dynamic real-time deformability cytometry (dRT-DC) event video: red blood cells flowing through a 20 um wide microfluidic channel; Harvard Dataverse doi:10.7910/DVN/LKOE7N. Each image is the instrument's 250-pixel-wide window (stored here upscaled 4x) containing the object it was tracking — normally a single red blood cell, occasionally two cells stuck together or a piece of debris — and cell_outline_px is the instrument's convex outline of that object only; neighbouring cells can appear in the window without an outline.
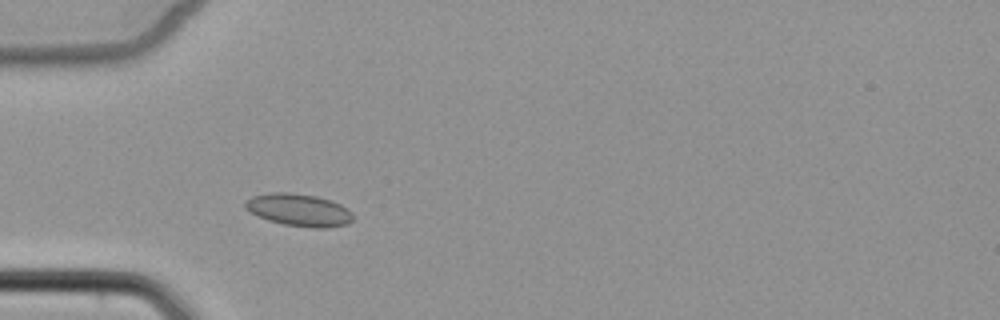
{"species": "common noctule bat (a hibernating species)", "species_latin": "Nyctalus noctula", "temperature_condition": "cold", "stored_images_in_passage": 2, "camera_frame_rate_fps": 3000, "um_per_image_px": 0.085, "animal": {"sex": "female", "body_mass_g": 22.7, "forearm_length_mm": 54.2}, "frame": {"image": 1, "passage_image": 2, "time_ms": 1.333, "image_size_px": [1000, 320], "cell_outline_px": [[352, 220], [348, 224], [324, 228], [312, 228], [284, 224], [268, 220], [244, 208], [244, 200], [252, 196], [268, 192], [288, 192], [316, 196], [332, 200], [348, 208], [352, 212]], "centroid_in_image_um": [25.41, 17.83], "position_along_channel_um": 59.6, "area_um2": 20.46}}